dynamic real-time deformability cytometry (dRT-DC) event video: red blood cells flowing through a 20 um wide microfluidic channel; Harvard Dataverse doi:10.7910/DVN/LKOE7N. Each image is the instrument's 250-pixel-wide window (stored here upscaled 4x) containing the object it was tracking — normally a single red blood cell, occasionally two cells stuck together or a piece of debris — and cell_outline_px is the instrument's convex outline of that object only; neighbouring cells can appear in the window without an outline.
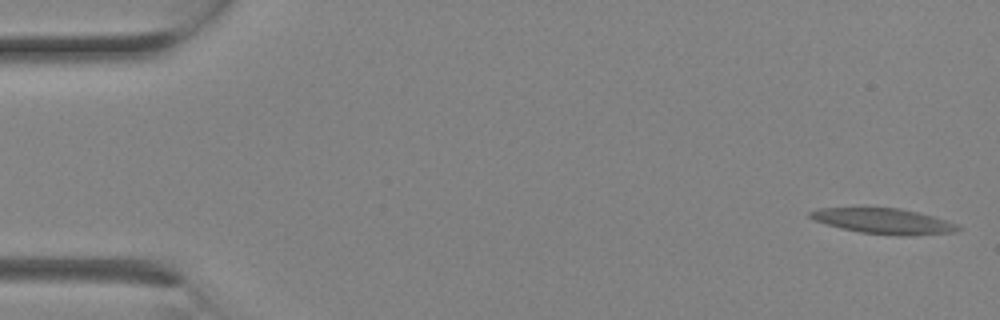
{"species": "Egyptian fruit bat (a non-hibernating species)", "species_latin": "Rousettus aegyptiacus", "temperature_condition": "room temperature", "stored_images_in_passage": 2, "camera_frame_rate_fps": 3000, "um_per_image_px": 0.085, "animal": {"sex": "female"}, "frame": {"image": 1, "passage_image": 1, "time_ms": 0.0, "image_size_px": [1000, 320], "cell_outline_px": [[960, 228], [952, 232], [908, 236], [900, 236], [860, 232], [840, 228], [812, 220], [808, 216], [808, 212], [816, 208], [864, 204], [900, 208], [920, 212], [960, 224]], "centroid_in_image_um": [74.99, 18.73], "position_along_channel_um": 10.0, "area_um2": 23.29}}